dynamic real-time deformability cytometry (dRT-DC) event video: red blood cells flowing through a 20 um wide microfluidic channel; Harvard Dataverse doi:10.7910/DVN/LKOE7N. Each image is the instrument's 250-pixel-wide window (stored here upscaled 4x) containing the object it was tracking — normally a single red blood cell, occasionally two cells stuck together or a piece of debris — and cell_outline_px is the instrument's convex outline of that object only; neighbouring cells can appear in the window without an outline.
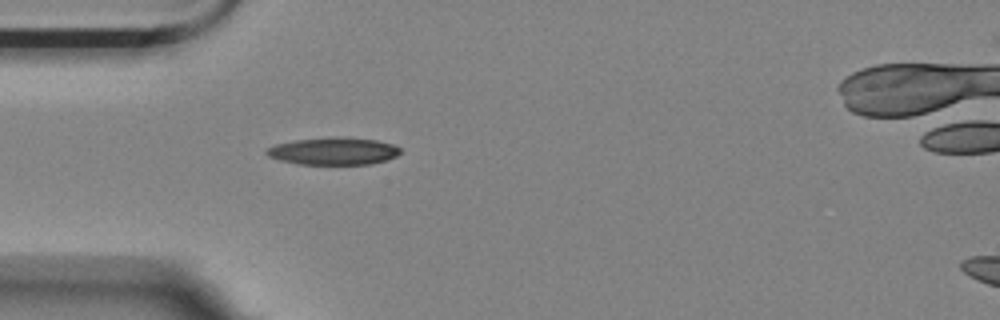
{"species": "Egyptian fruit bat (a non-hibernating species)", "species_latin": "Rousettus aegyptiacus", "temperature_condition": "room temperature", "stored_images_in_passage": 37, "camera_frame_rate_fps": 3000, "um_per_image_px": 0.085, "animal": {"sex": "female"}, "frame": {"image": 1, "passage_image": 1, "time_ms": 0.0, "image_size_px": [1000, 320], "cell_outline_px": [[400, 152], [396, 156], [372, 164], [300, 164], [280, 160], [268, 156], [264, 152], [268, 148], [276, 144], [296, 140], [332, 136], [344, 136], [376, 140], [392, 144], [400, 148]], "centroid_in_image_um": [28.34, 12.83], "position_along_channel_um": 56.7, "area_um2": 21.33}}
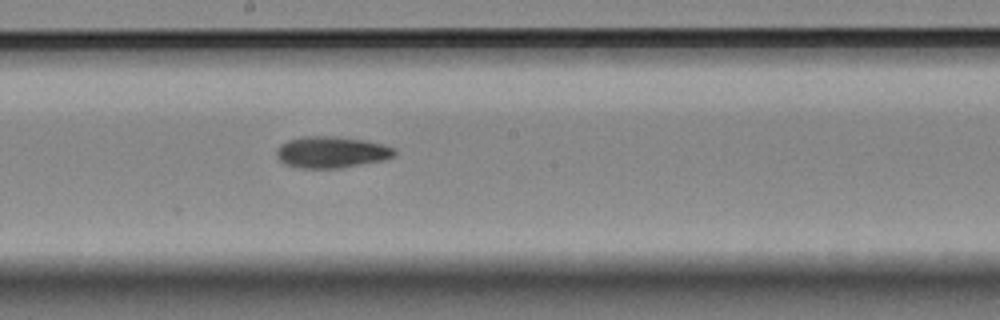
{"frame": {"image": 2, "passage_image": 15, "time_ms": 4.667, "image_size_px": [1000, 320], "cell_outline_px": [[396, 156], [384, 160], [340, 168], [300, 168], [284, 164], [276, 156], [276, 148], [280, 144], [288, 140], [304, 136], [332, 136], [364, 140], [396, 148]], "centroid_in_image_um": [28.16, 12.94], "position_along_channel_um": 220.0, "area_um2": 21.73}}
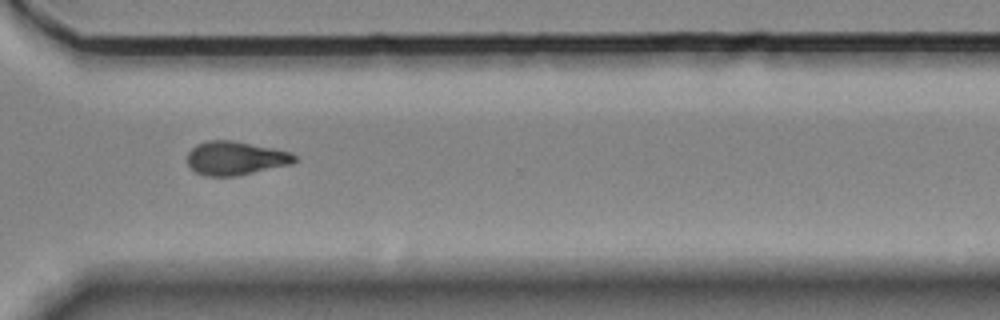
{"frame": {"image": 3, "passage_image": 26, "time_ms": 8.333, "image_size_px": [1000, 320], "cell_outline_px": [[296, 160], [292, 164], [236, 176], [204, 176], [196, 172], [188, 164], [188, 152], [196, 144], [208, 140], [232, 140], [292, 152], [296, 156]], "centroid_in_image_um": [20.02, 13.44], "position_along_channel_um": 350.6, "area_um2": 21.04}, "authors_computed_cell_mechanics": {"area_um2": 20.9814, "velocity_mm_per_s": 3.569, "shape_relaxation_time_tau1_ms": 4.5421, "shape_relaxation_time_tau2_ms": 7.7744, "deformation_change_tau1": 0.1714, "deformation_change_tau2": 0.1684}}